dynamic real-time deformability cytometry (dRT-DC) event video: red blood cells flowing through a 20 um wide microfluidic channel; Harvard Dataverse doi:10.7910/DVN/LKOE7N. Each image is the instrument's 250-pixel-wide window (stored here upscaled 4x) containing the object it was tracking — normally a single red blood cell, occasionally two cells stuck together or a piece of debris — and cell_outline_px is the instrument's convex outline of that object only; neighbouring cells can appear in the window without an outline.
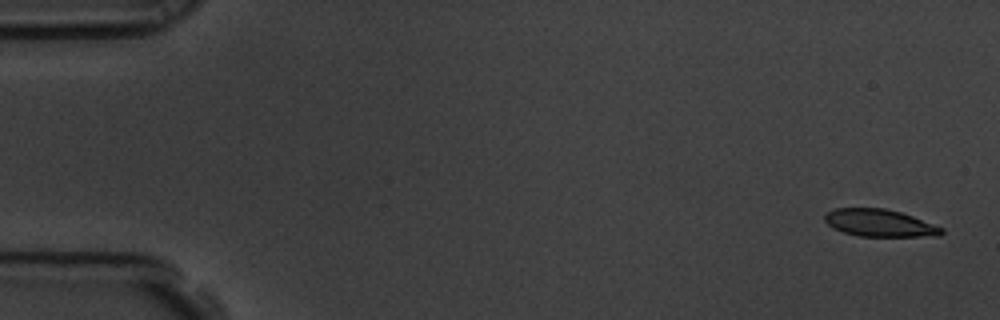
{"species": "common noctule bat (a hibernating species)", "species_latin": "Nyctalus noctula", "temperature_condition": "room temperature", "stored_images_in_passage": 5, "camera_frame_rate_fps": 3000, "um_per_image_px": 0.085, "animal": {"sex": "male", "body_mass_g": 19.5, "forearm_length_mm": 54.6}, "frame": {"image": 1, "passage_image": 1, "time_ms": 0.0, "image_size_px": [1000, 320], "cell_outline_px": [[944, 232], [940, 236], [860, 236], [844, 232], [832, 228], [824, 220], [824, 216], [828, 212], [836, 208], [884, 208], [900, 212], [912, 216], [944, 228]], "centroid_in_image_um": [74.77, 18.95], "position_along_channel_um": 10.2, "area_um2": 18.5}}
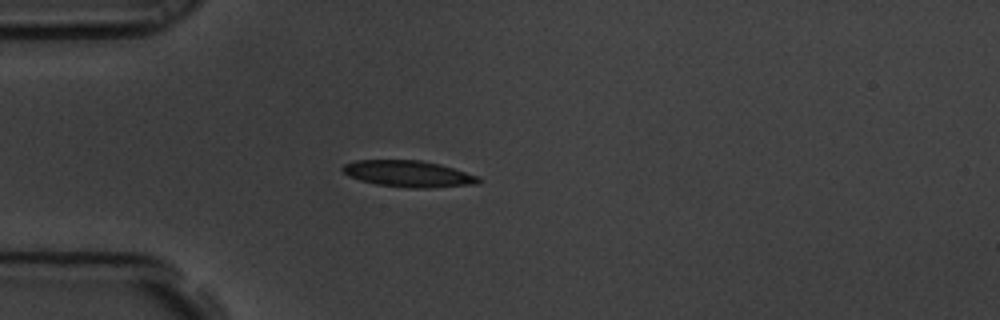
{"frame": {"image": 2, "passage_image": 5, "time_ms": 1.333, "image_size_px": [1000, 320], "cell_outline_px": [[484, 180], [480, 184], [432, 188], [408, 188], [376, 184], [360, 180], [348, 176], [340, 168], [344, 164], [356, 160], [420, 160], [440, 164], [480, 176]], "centroid_in_image_um": [34.78, 14.78], "position_along_channel_um": 50.2, "area_um2": 21.27}}